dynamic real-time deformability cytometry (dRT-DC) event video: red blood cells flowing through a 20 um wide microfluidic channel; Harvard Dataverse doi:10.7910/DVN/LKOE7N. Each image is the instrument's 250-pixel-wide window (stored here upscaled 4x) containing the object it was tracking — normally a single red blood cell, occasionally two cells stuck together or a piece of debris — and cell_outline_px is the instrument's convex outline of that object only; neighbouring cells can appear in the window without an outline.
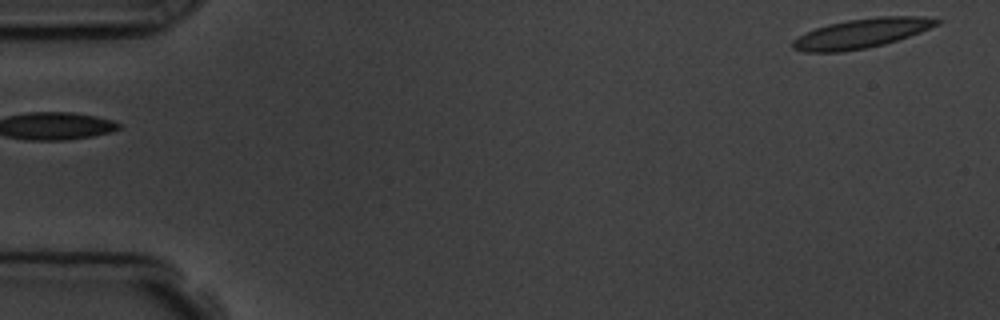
{"species": "common noctule bat (a hibernating species)", "species_latin": "Nyctalus noctula", "temperature_condition": "room temperature", "stored_images_in_passage": 5, "segment_of_instrument_passage": [1, 2], "camera_frame_rate_fps": 3000, "um_per_image_px": 0.085, "animal": {"sex": "male", "body_mass_g": 19.5, "forearm_length_mm": 54.6}, "frame": {"image": 1, "passage_image": 1, "time_ms": 0.0, "image_size_px": [1000, 320], "cell_outline_px": [[944, 20], [940, 24], [920, 32], [884, 44], [864, 48], [840, 52], [804, 52], [792, 48], [792, 40], [804, 32], [828, 24], [848, 20], [880, 16], [920, 16]], "centroid_in_image_um": [73.22, 2.83], "position_along_channel_um": 11.8, "area_um2": 24.68}}
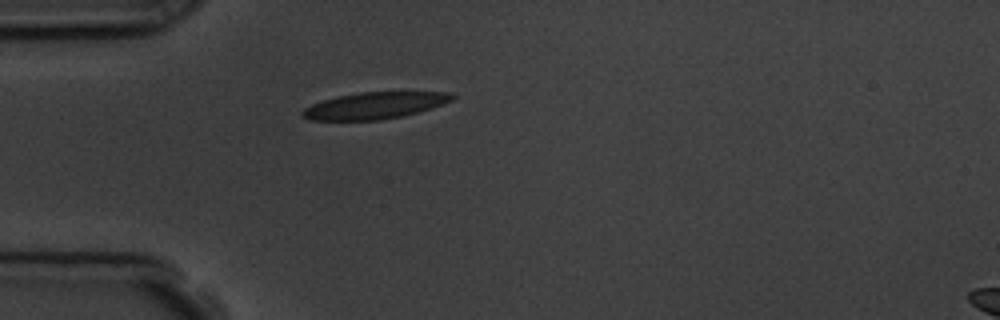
{"frame": {"image": 2, "passage_image": 4, "time_ms": 4.333, "image_size_px": [1000, 320], "cell_outline_px": [[456, 96], [452, 100], [444, 104], [432, 108], [400, 116], [380, 120], [308, 120], [300, 112], [304, 108], [312, 104], [324, 100], [340, 96], [360, 92], [452, 92]], "centroid_in_image_um": [31.87, 8.97], "position_along_channel_um": 53.1, "area_um2": 23.06}}